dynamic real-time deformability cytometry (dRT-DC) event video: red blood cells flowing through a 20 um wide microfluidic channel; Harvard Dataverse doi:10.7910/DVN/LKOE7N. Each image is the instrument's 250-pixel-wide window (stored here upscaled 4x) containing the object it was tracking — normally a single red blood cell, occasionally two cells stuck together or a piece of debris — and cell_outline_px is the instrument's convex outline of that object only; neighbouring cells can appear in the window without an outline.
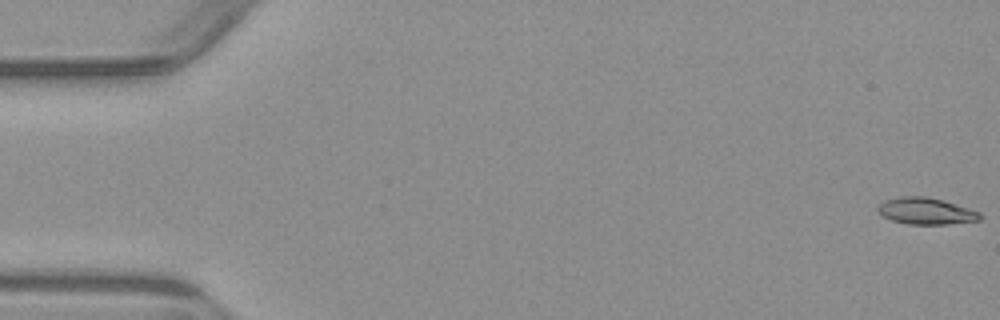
{"species": "common noctule bat (a hibernating species)", "species_latin": "Nyctalus noctula", "temperature_condition": "warm", "stored_images_in_passage": 4, "camera_frame_rate_fps": 3000, "um_per_image_px": 0.085, "animal": {"sex": "male", "body_mass_g": 23.1, "forearm_length_mm": 52.7}, "frame": {"image": 1, "passage_image": 1, "time_ms": 0.0, "image_size_px": [1000, 320], "cell_outline_px": [[984, 216], [980, 220], [948, 224], [908, 224], [892, 220], [884, 216], [876, 208], [884, 200], [900, 196], [924, 196], [944, 200], [980, 212]], "centroid_in_image_um": [78.73, 17.93], "position_along_channel_um": 6.3, "area_um2": 15.84}}